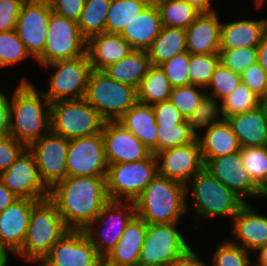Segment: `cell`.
Masks as SVG:
<instances>
[{
	"label": "cell",
	"mask_w": 267,
	"mask_h": 266,
	"mask_svg": "<svg viewBox=\"0 0 267 266\" xmlns=\"http://www.w3.org/2000/svg\"><path fill=\"white\" fill-rule=\"evenodd\" d=\"M103 258L83 230H69L38 266H102Z\"/></svg>",
	"instance_id": "cell-14"
},
{
	"label": "cell",
	"mask_w": 267,
	"mask_h": 266,
	"mask_svg": "<svg viewBox=\"0 0 267 266\" xmlns=\"http://www.w3.org/2000/svg\"><path fill=\"white\" fill-rule=\"evenodd\" d=\"M264 1L265 0H255V4H256L257 8L262 7V5L264 4Z\"/></svg>",
	"instance_id": "cell-61"
},
{
	"label": "cell",
	"mask_w": 267,
	"mask_h": 266,
	"mask_svg": "<svg viewBox=\"0 0 267 266\" xmlns=\"http://www.w3.org/2000/svg\"><path fill=\"white\" fill-rule=\"evenodd\" d=\"M257 61L267 72V33L264 35L261 43L257 47Z\"/></svg>",
	"instance_id": "cell-56"
},
{
	"label": "cell",
	"mask_w": 267,
	"mask_h": 266,
	"mask_svg": "<svg viewBox=\"0 0 267 266\" xmlns=\"http://www.w3.org/2000/svg\"><path fill=\"white\" fill-rule=\"evenodd\" d=\"M188 63L189 52L185 51L160 65L172 88L189 85Z\"/></svg>",
	"instance_id": "cell-47"
},
{
	"label": "cell",
	"mask_w": 267,
	"mask_h": 266,
	"mask_svg": "<svg viewBox=\"0 0 267 266\" xmlns=\"http://www.w3.org/2000/svg\"><path fill=\"white\" fill-rule=\"evenodd\" d=\"M133 48L120 34L101 33L87 40L86 54L92 70L103 71L125 58Z\"/></svg>",
	"instance_id": "cell-25"
},
{
	"label": "cell",
	"mask_w": 267,
	"mask_h": 266,
	"mask_svg": "<svg viewBox=\"0 0 267 266\" xmlns=\"http://www.w3.org/2000/svg\"><path fill=\"white\" fill-rule=\"evenodd\" d=\"M220 62L233 72L241 74L257 61V48L220 49Z\"/></svg>",
	"instance_id": "cell-46"
},
{
	"label": "cell",
	"mask_w": 267,
	"mask_h": 266,
	"mask_svg": "<svg viewBox=\"0 0 267 266\" xmlns=\"http://www.w3.org/2000/svg\"><path fill=\"white\" fill-rule=\"evenodd\" d=\"M162 28L161 18L156 4L152 1L132 20L120 35L135 50H147Z\"/></svg>",
	"instance_id": "cell-28"
},
{
	"label": "cell",
	"mask_w": 267,
	"mask_h": 266,
	"mask_svg": "<svg viewBox=\"0 0 267 266\" xmlns=\"http://www.w3.org/2000/svg\"><path fill=\"white\" fill-rule=\"evenodd\" d=\"M51 13L48 0H26L17 19L15 29L17 35L36 61L43 55L45 49Z\"/></svg>",
	"instance_id": "cell-15"
},
{
	"label": "cell",
	"mask_w": 267,
	"mask_h": 266,
	"mask_svg": "<svg viewBox=\"0 0 267 266\" xmlns=\"http://www.w3.org/2000/svg\"><path fill=\"white\" fill-rule=\"evenodd\" d=\"M177 224H148L137 266H165L191 247Z\"/></svg>",
	"instance_id": "cell-12"
},
{
	"label": "cell",
	"mask_w": 267,
	"mask_h": 266,
	"mask_svg": "<svg viewBox=\"0 0 267 266\" xmlns=\"http://www.w3.org/2000/svg\"><path fill=\"white\" fill-rule=\"evenodd\" d=\"M151 66L146 50L133 49L125 58L109 65L103 71L113 80L137 89Z\"/></svg>",
	"instance_id": "cell-31"
},
{
	"label": "cell",
	"mask_w": 267,
	"mask_h": 266,
	"mask_svg": "<svg viewBox=\"0 0 267 266\" xmlns=\"http://www.w3.org/2000/svg\"><path fill=\"white\" fill-rule=\"evenodd\" d=\"M102 136L108 164L147 159L152 151L117 121H105Z\"/></svg>",
	"instance_id": "cell-20"
},
{
	"label": "cell",
	"mask_w": 267,
	"mask_h": 266,
	"mask_svg": "<svg viewBox=\"0 0 267 266\" xmlns=\"http://www.w3.org/2000/svg\"><path fill=\"white\" fill-rule=\"evenodd\" d=\"M26 148L11 135L0 136V174L9 168Z\"/></svg>",
	"instance_id": "cell-49"
},
{
	"label": "cell",
	"mask_w": 267,
	"mask_h": 266,
	"mask_svg": "<svg viewBox=\"0 0 267 266\" xmlns=\"http://www.w3.org/2000/svg\"><path fill=\"white\" fill-rule=\"evenodd\" d=\"M9 97L0 91V136L9 135Z\"/></svg>",
	"instance_id": "cell-54"
},
{
	"label": "cell",
	"mask_w": 267,
	"mask_h": 266,
	"mask_svg": "<svg viewBox=\"0 0 267 266\" xmlns=\"http://www.w3.org/2000/svg\"><path fill=\"white\" fill-rule=\"evenodd\" d=\"M241 159L250 178L267 195L266 146L242 147Z\"/></svg>",
	"instance_id": "cell-37"
},
{
	"label": "cell",
	"mask_w": 267,
	"mask_h": 266,
	"mask_svg": "<svg viewBox=\"0 0 267 266\" xmlns=\"http://www.w3.org/2000/svg\"><path fill=\"white\" fill-rule=\"evenodd\" d=\"M258 106L267 115V89L258 98Z\"/></svg>",
	"instance_id": "cell-60"
},
{
	"label": "cell",
	"mask_w": 267,
	"mask_h": 266,
	"mask_svg": "<svg viewBox=\"0 0 267 266\" xmlns=\"http://www.w3.org/2000/svg\"><path fill=\"white\" fill-rule=\"evenodd\" d=\"M152 108L157 125H177L186 120L170 100L155 103Z\"/></svg>",
	"instance_id": "cell-51"
},
{
	"label": "cell",
	"mask_w": 267,
	"mask_h": 266,
	"mask_svg": "<svg viewBox=\"0 0 267 266\" xmlns=\"http://www.w3.org/2000/svg\"><path fill=\"white\" fill-rule=\"evenodd\" d=\"M36 202L30 198H18L0 213V242L14 255L25 241L32 206Z\"/></svg>",
	"instance_id": "cell-21"
},
{
	"label": "cell",
	"mask_w": 267,
	"mask_h": 266,
	"mask_svg": "<svg viewBox=\"0 0 267 266\" xmlns=\"http://www.w3.org/2000/svg\"><path fill=\"white\" fill-rule=\"evenodd\" d=\"M36 89L22 78L9 98V135L27 148L51 131V103Z\"/></svg>",
	"instance_id": "cell-2"
},
{
	"label": "cell",
	"mask_w": 267,
	"mask_h": 266,
	"mask_svg": "<svg viewBox=\"0 0 267 266\" xmlns=\"http://www.w3.org/2000/svg\"><path fill=\"white\" fill-rule=\"evenodd\" d=\"M49 199L69 230H84L110 200L106 177L67 176L49 189Z\"/></svg>",
	"instance_id": "cell-1"
},
{
	"label": "cell",
	"mask_w": 267,
	"mask_h": 266,
	"mask_svg": "<svg viewBox=\"0 0 267 266\" xmlns=\"http://www.w3.org/2000/svg\"><path fill=\"white\" fill-rule=\"evenodd\" d=\"M165 266H210L199 258L197 252L189 247L182 255Z\"/></svg>",
	"instance_id": "cell-53"
},
{
	"label": "cell",
	"mask_w": 267,
	"mask_h": 266,
	"mask_svg": "<svg viewBox=\"0 0 267 266\" xmlns=\"http://www.w3.org/2000/svg\"><path fill=\"white\" fill-rule=\"evenodd\" d=\"M158 175L157 160L152 153L147 159L109 164L106 185L112 201H135Z\"/></svg>",
	"instance_id": "cell-8"
},
{
	"label": "cell",
	"mask_w": 267,
	"mask_h": 266,
	"mask_svg": "<svg viewBox=\"0 0 267 266\" xmlns=\"http://www.w3.org/2000/svg\"><path fill=\"white\" fill-rule=\"evenodd\" d=\"M242 147L265 146L267 143V115L256 107L227 118Z\"/></svg>",
	"instance_id": "cell-29"
},
{
	"label": "cell",
	"mask_w": 267,
	"mask_h": 266,
	"mask_svg": "<svg viewBox=\"0 0 267 266\" xmlns=\"http://www.w3.org/2000/svg\"><path fill=\"white\" fill-rule=\"evenodd\" d=\"M190 194L194 218L230 216L232 219L246 203L236 193L218 181L206 168L195 174L186 184ZM201 217V218H200Z\"/></svg>",
	"instance_id": "cell-5"
},
{
	"label": "cell",
	"mask_w": 267,
	"mask_h": 266,
	"mask_svg": "<svg viewBox=\"0 0 267 266\" xmlns=\"http://www.w3.org/2000/svg\"><path fill=\"white\" fill-rule=\"evenodd\" d=\"M17 197L6 185L0 181V213L16 201Z\"/></svg>",
	"instance_id": "cell-55"
},
{
	"label": "cell",
	"mask_w": 267,
	"mask_h": 266,
	"mask_svg": "<svg viewBox=\"0 0 267 266\" xmlns=\"http://www.w3.org/2000/svg\"><path fill=\"white\" fill-rule=\"evenodd\" d=\"M87 40L82 36L76 21L51 13L46 45L37 60L40 65L59 60H71L86 54Z\"/></svg>",
	"instance_id": "cell-11"
},
{
	"label": "cell",
	"mask_w": 267,
	"mask_h": 266,
	"mask_svg": "<svg viewBox=\"0 0 267 266\" xmlns=\"http://www.w3.org/2000/svg\"><path fill=\"white\" fill-rule=\"evenodd\" d=\"M203 90L206 89L192 84L174 87L171 90L169 100L179 110L184 118L189 119L198 106L199 101L206 93Z\"/></svg>",
	"instance_id": "cell-43"
},
{
	"label": "cell",
	"mask_w": 267,
	"mask_h": 266,
	"mask_svg": "<svg viewBox=\"0 0 267 266\" xmlns=\"http://www.w3.org/2000/svg\"><path fill=\"white\" fill-rule=\"evenodd\" d=\"M108 166L102 133L69 139L67 176L106 177Z\"/></svg>",
	"instance_id": "cell-13"
},
{
	"label": "cell",
	"mask_w": 267,
	"mask_h": 266,
	"mask_svg": "<svg viewBox=\"0 0 267 266\" xmlns=\"http://www.w3.org/2000/svg\"><path fill=\"white\" fill-rule=\"evenodd\" d=\"M156 4L162 26L186 29L200 14L184 0H153Z\"/></svg>",
	"instance_id": "cell-36"
},
{
	"label": "cell",
	"mask_w": 267,
	"mask_h": 266,
	"mask_svg": "<svg viewBox=\"0 0 267 266\" xmlns=\"http://www.w3.org/2000/svg\"><path fill=\"white\" fill-rule=\"evenodd\" d=\"M135 216L136 208L133 201L109 200L95 220L83 231L98 254L104 258L116 246L125 228Z\"/></svg>",
	"instance_id": "cell-9"
},
{
	"label": "cell",
	"mask_w": 267,
	"mask_h": 266,
	"mask_svg": "<svg viewBox=\"0 0 267 266\" xmlns=\"http://www.w3.org/2000/svg\"><path fill=\"white\" fill-rule=\"evenodd\" d=\"M214 96L209 95L208 92L204 94L202 99L199 101L198 106L194 110L193 114L190 116L188 120L190 129L197 135V129H207L210 126L214 125L222 121L224 118L222 117V109L221 104H219V100ZM219 114H221V118H219ZM218 118L220 120H218Z\"/></svg>",
	"instance_id": "cell-40"
},
{
	"label": "cell",
	"mask_w": 267,
	"mask_h": 266,
	"mask_svg": "<svg viewBox=\"0 0 267 266\" xmlns=\"http://www.w3.org/2000/svg\"><path fill=\"white\" fill-rule=\"evenodd\" d=\"M153 0H111L106 33L120 34Z\"/></svg>",
	"instance_id": "cell-34"
},
{
	"label": "cell",
	"mask_w": 267,
	"mask_h": 266,
	"mask_svg": "<svg viewBox=\"0 0 267 266\" xmlns=\"http://www.w3.org/2000/svg\"><path fill=\"white\" fill-rule=\"evenodd\" d=\"M68 231L55 204L49 198L39 200L32 206L25 241L15 255L39 264Z\"/></svg>",
	"instance_id": "cell-4"
},
{
	"label": "cell",
	"mask_w": 267,
	"mask_h": 266,
	"mask_svg": "<svg viewBox=\"0 0 267 266\" xmlns=\"http://www.w3.org/2000/svg\"><path fill=\"white\" fill-rule=\"evenodd\" d=\"M221 26L217 12L200 13L185 29L187 51L192 54L219 53Z\"/></svg>",
	"instance_id": "cell-23"
},
{
	"label": "cell",
	"mask_w": 267,
	"mask_h": 266,
	"mask_svg": "<svg viewBox=\"0 0 267 266\" xmlns=\"http://www.w3.org/2000/svg\"><path fill=\"white\" fill-rule=\"evenodd\" d=\"M68 144L69 139L50 131L28 147L36 159L40 178L49 189L67 177Z\"/></svg>",
	"instance_id": "cell-17"
},
{
	"label": "cell",
	"mask_w": 267,
	"mask_h": 266,
	"mask_svg": "<svg viewBox=\"0 0 267 266\" xmlns=\"http://www.w3.org/2000/svg\"><path fill=\"white\" fill-rule=\"evenodd\" d=\"M26 0H0V32L16 29L17 19Z\"/></svg>",
	"instance_id": "cell-50"
},
{
	"label": "cell",
	"mask_w": 267,
	"mask_h": 266,
	"mask_svg": "<svg viewBox=\"0 0 267 266\" xmlns=\"http://www.w3.org/2000/svg\"><path fill=\"white\" fill-rule=\"evenodd\" d=\"M52 12L65 17L67 19H71L74 21H78L83 11L85 0H48Z\"/></svg>",
	"instance_id": "cell-52"
},
{
	"label": "cell",
	"mask_w": 267,
	"mask_h": 266,
	"mask_svg": "<svg viewBox=\"0 0 267 266\" xmlns=\"http://www.w3.org/2000/svg\"><path fill=\"white\" fill-rule=\"evenodd\" d=\"M258 96L249 87L240 82L233 92L220 101L222 117L245 113L258 107Z\"/></svg>",
	"instance_id": "cell-39"
},
{
	"label": "cell",
	"mask_w": 267,
	"mask_h": 266,
	"mask_svg": "<svg viewBox=\"0 0 267 266\" xmlns=\"http://www.w3.org/2000/svg\"><path fill=\"white\" fill-rule=\"evenodd\" d=\"M146 51L153 66H160L173 56L187 51L185 29L162 26L160 34Z\"/></svg>",
	"instance_id": "cell-32"
},
{
	"label": "cell",
	"mask_w": 267,
	"mask_h": 266,
	"mask_svg": "<svg viewBox=\"0 0 267 266\" xmlns=\"http://www.w3.org/2000/svg\"><path fill=\"white\" fill-rule=\"evenodd\" d=\"M220 63L219 53L214 54H192L189 53V85L207 88L212 74Z\"/></svg>",
	"instance_id": "cell-38"
},
{
	"label": "cell",
	"mask_w": 267,
	"mask_h": 266,
	"mask_svg": "<svg viewBox=\"0 0 267 266\" xmlns=\"http://www.w3.org/2000/svg\"><path fill=\"white\" fill-rule=\"evenodd\" d=\"M186 185L159 174L134 201L136 216L147 224L178 223L187 209Z\"/></svg>",
	"instance_id": "cell-3"
},
{
	"label": "cell",
	"mask_w": 267,
	"mask_h": 266,
	"mask_svg": "<svg viewBox=\"0 0 267 266\" xmlns=\"http://www.w3.org/2000/svg\"><path fill=\"white\" fill-rule=\"evenodd\" d=\"M158 152L193 142L197 135L190 129L188 120L177 125H157Z\"/></svg>",
	"instance_id": "cell-41"
},
{
	"label": "cell",
	"mask_w": 267,
	"mask_h": 266,
	"mask_svg": "<svg viewBox=\"0 0 267 266\" xmlns=\"http://www.w3.org/2000/svg\"><path fill=\"white\" fill-rule=\"evenodd\" d=\"M267 33V18L222 23L220 49L257 48Z\"/></svg>",
	"instance_id": "cell-27"
},
{
	"label": "cell",
	"mask_w": 267,
	"mask_h": 266,
	"mask_svg": "<svg viewBox=\"0 0 267 266\" xmlns=\"http://www.w3.org/2000/svg\"><path fill=\"white\" fill-rule=\"evenodd\" d=\"M158 174L186 185L204 168L199 140L155 154Z\"/></svg>",
	"instance_id": "cell-18"
},
{
	"label": "cell",
	"mask_w": 267,
	"mask_h": 266,
	"mask_svg": "<svg viewBox=\"0 0 267 266\" xmlns=\"http://www.w3.org/2000/svg\"><path fill=\"white\" fill-rule=\"evenodd\" d=\"M212 266H251L250 252L229 240L216 247Z\"/></svg>",
	"instance_id": "cell-44"
},
{
	"label": "cell",
	"mask_w": 267,
	"mask_h": 266,
	"mask_svg": "<svg viewBox=\"0 0 267 266\" xmlns=\"http://www.w3.org/2000/svg\"><path fill=\"white\" fill-rule=\"evenodd\" d=\"M51 132L66 139L102 133L105 120L83 98L50 104Z\"/></svg>",
	"instance_id": "cell-7"
},
{
	"label": "cell",
	"mask_w": 267,
	"mask_h": 266,
	"mask_svg": "<svg viewBox=\"0 0 267 266\" xmlns=\"http://www.w3.org/2000/svg\"><path fill=\"white\" fill-rule=\"evenodd\" d=\"M172 87L160 66H151L137 88L138 102L153 105L168 101Z\"/></svg>",
	"instance_id": "cell-33"
},
{
	"label": "cell",
	"mask_w": 267,
	"mask_h": 266,
	"mask_svg": "<svg viewBox=\"0 0 267 266\" xmlns=\"http://www.w3.org/2000/svg\"><path fill=\"white\" fill-rule=\"evenodd\" d=\"M84 99L105 121H117L137 101V89L92 70Z\"/></svg>",
	"instance_id": "cell-6"
},
{
	"label": "cell",
	"mask_w": 267,
	"mask_h": 266,
	"mask_svg": "<svg viewBox=\"0 0 267 266\" xmlns=\"http://www.w3.org/2000/svg\"><path fill=\"white\" fill-rule=\"evenodd\" d=\"M0 181L19 198H49V188L41 180L36 159L28 148L0 174Z\"/></svg>",
	"instance_id": "cell-16"
},
{
	"label": "cell",
	"mask_w": 267,
	"mask_h": 266,
	"mask_svg": "<svg viewBox=\"0 0 267 266\" xmlns=\"http://www.w3.org/2000/svg\"><path fill=\"white\" fill-rule=\"evenodd\" d=\"M204 165L213 158L240 151L241 146L227 119L205 129L203 136L197 135Z\"/></svg>",
	"instance_id": "cell-30"
},
{
	"label": "cell",
	"mask_w": 267,
	"mask_h": 266,
	"mask_svg": "<svg viewBox=\"0 0 267 266\" xmlns=\"http://www.w3.org/2000/svg\"><path fill=\"white\" fill-rule=\"evenodd\" d=\"M232 243L255 252L267 244V216L260 215L248 201L233 218Z\"/></svg>",
	"instance_id": "cell-22"
},
{
	"label": "cell",
	"mask_w": 267,
	"mask_h": 266,
	"mask_svg": "<svg viewBox=\"0 0 267 266\" xmlns=\"http://www.w3.org/2000/svg\"><path fill=\"white\" fill-rule=\"evenodd\" d=\"M31 57L16 30L0 32V68L14 66Z\"/></svg>",
	"instance_id": "cell-42"
},
{
	"label": "cell",
	"mask_w": 267,
	"mask_h": 266,
	"mask_svg": "<svg viewBox=\"0 0 267 266\" xmlns=\"http://www.w3.org/2000/svg\"><path fill=\"white\" fill-rule=\"evenodd\" d=\"M240 82L241 75L233 72L220 62L212 74L211 81L206 89L212 88L209 95L221 101L230 95Z\"/></svg>",
	"instance_id": "cell-45"
},
{
	"label": "cell",
	"mask_w": 267,
	"mask_h": 266,
	"mask_svg": "<svg viewBox=\"0 0 267 266\" xmlns=\"http://www.w3.org/2000/svg\"><path fill=\"white\" fill-rule=\"evenodd\" d=\"M148 224L135 216L116 246L103 258L105 266H137Z\"/></svg>",
	"instance_id": "cell-24"
},
{
	"label": "cell",
	"mask_w": 267,
	"mask_h": 266,
	"mask_svg": "<svg viewBox=\"0 0 267 266\" xmlns=\"http://www.w3.org/2000/svg\"><path fill=\"white\" fill-rule=\"evenodd\" d=\"M9 252L7 248L0 242V266H8L9 263Z\"/></svg>",
	"instance_id": "cell-59"
},
{
	"label": "cell",
	"mask_w": 267,
	"mask_h": 266,
	"mask_svg": "<svg viewBox=\"0 0 267 266\" xmlns=\"http://www.w3.org/2000/svg\"><path fill=\"white\" fill-rule=\"evenodd\" d=\"M218 181L236 193L245 202L246 197H267V195L253 182L242 164L241 150L213 158L205 165Z\"/></svg>",
	"instance_id": "cell-19"
},
{
	"label": "cell",
	"mask_w": 267,
	"mask_h": 266,
	"mask_svg": "<svg viewBox=\"0 0 267 266\" xmlns=\"http://www.w3.org/2000/svg\"><path fill=\"white\" fill-rule=\"evenodd\" d=\"M110 3L111 0H85V5L77 24L86 40L106 32V18Z\"/></svg>",
	"instance_id": "cell-35"
},
{
	"label": "cell",
	"mask_w": 267,
	"mask_h": 266,
	"mask_svg": "<svg viewBox=\"0 0 267 266\" xmlns=\"http://www.w3.org/2000/svg\"><path fill=\"white\" fill-rule=\"evenodd\" d=\"M53 67L49 89L41 92L50 103L60 100H79L85 97L92 67L87 54L71 60H59L42 65Z\"/></svg>",
	"instance_id": "cell-10"
},
{
	"label": "cell",
	"mask_w": 267,
	"mask_h": 266,
	"mask_svg": "<svg viewBox=\"0 0 267 266\" xmlns=\"http://www.w3.org/2000/svg\"><path fill=\"white\" fill-rule=\"evenodd\" d=\"M255 252H257V265L260 266H267V244L265 246L260 247L258 250H256Z\"/></svg>",
	"instance_id": "cell-58"
},
{
	"label": "cell",
	"mask_w": 267,
	"mask_h": 266,
	"mask_svg": "<svg viewBox=\"0 0 267 266\" xmlns=\"http://www.w3.org/2000/svg\"><path fill=\"white\" fill-rule=\"evenodd\" d=\"M155 155L158 153L157 123L152 105L136 102L118 120Z\"/></svg>",
	"instance_id": "cell-26"
},
{
	"label": "cell",
	"mask_w": 267,
	"mask_h": 266,
	"mask_svg": "<svg viewBox=\"0 0 267 266\" xmlns=\"http://www.w3.org/2000/svg\"><path fill=\"white\" fill-rule=\"evenodd\" d=\"M241 82L260 97L267 89V72L256 61L246 68L241 74Z\"/></svg>",
	"instance_id": "cell-48"
},
{
	"label": "cell",
	"mask_w": 267,
	"mask_h": 266,
	"mask_svg": "<svg viewBox=\"0 0 267 266\" xmlns=\"http://www.w3.org/2000/svg\"><path fill=\"white\" fill-rule=\"evenodd\" d=\"M189 5L193 6L200 13H210L214 12L211 7V0H184Z\"/></svg>",
	"instance_id": "cell-57"
}]
</instances>
